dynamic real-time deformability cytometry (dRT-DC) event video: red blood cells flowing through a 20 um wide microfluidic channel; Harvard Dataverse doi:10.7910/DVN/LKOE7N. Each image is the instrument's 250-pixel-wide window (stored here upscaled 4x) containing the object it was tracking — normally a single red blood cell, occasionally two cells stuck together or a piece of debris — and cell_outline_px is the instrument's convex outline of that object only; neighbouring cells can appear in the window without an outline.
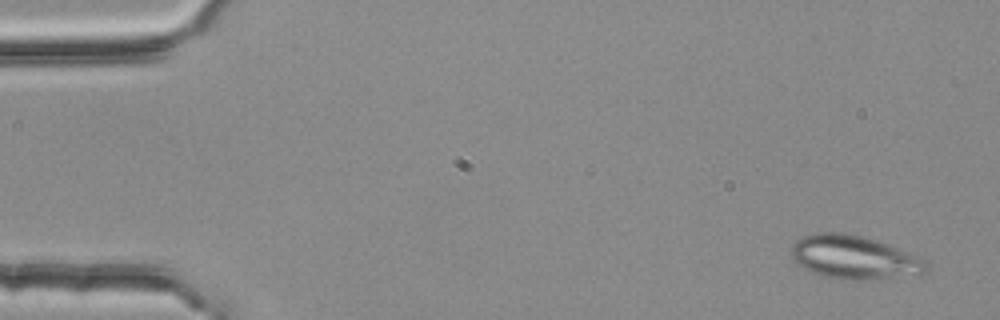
{"species": "common noctule bat (a hibernating species)", "species_latin": "Nyctalus noctula", "temperature_condition": "room temperature", "stored_images_in_passage": 3, "camera_frame_rate_fps": 3000, "um_per_image_px": 0.085, "animal": {"sex": "female", "body_mass_g": 25.1}, "frame": {"image": 1, "passage_image": 1, "time_ms": 0.0, "image_size_px": [1000, 320], "cell_outline_px": [[928, 268], [924, 272], [916, 276], [860, 280], [840, 280], [824, 276], [812, 272], [804, 268], [792, 260], [792, 248], [796, 240], [800, 236], [816, 232], [840, 232], [860, 236], [924, 256], [928, 264]], "centroid_in_image_um": [72.64, 21.89], "position_along_channel_um": 12.4, "area_um2": 34.68}}